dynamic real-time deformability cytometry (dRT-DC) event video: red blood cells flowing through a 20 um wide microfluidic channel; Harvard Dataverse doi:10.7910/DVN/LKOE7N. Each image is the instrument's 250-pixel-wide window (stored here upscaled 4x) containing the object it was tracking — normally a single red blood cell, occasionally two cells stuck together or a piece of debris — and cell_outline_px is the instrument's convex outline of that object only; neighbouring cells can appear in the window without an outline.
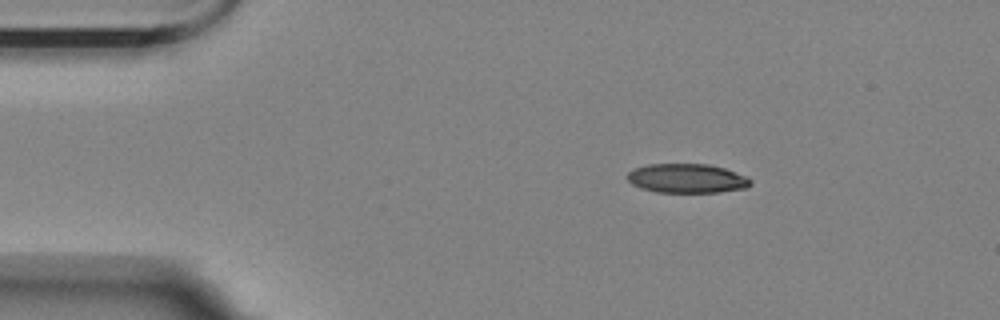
{"species": "Egyptian fruit bat (a non-hibernating species)", "species_latin": "Rousettus aegyptiacus", "temperature_condition": "room temperature", "stored_images_in_passage": 49, "camera_frame_rate_fps": 3000, "um_per_image_px": 0.085, "animal": {"sex": "female"}, "frame": {"image": 1, "passage_image": 1, "time_ms": 0.0, "image_size_px": [1000, 320], "cell_outline_px": [[752, 184], [748, 188], [720, 192], [656, 192], [640, 188], [632, 184], [628, 180], [628, 172], [636, 168], [648, 164], [708, 164], [724, 168], [748, 176], [752, 180]], "centroid_in_image_um": [58.44, 15.17], "position_along_channel_um": 26.6, "area_um2": 21.1}}
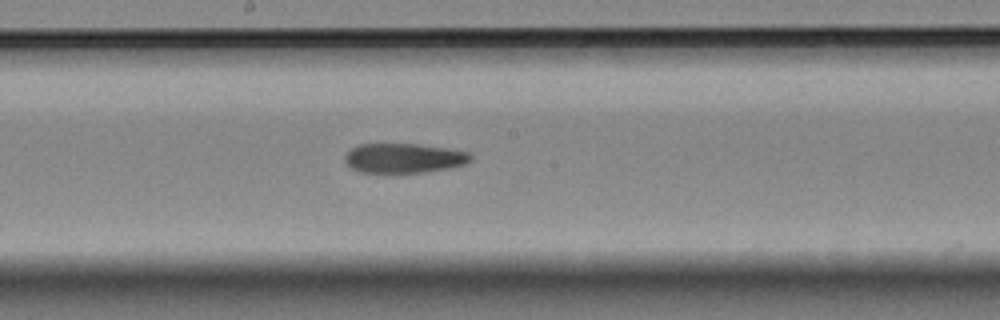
{"frame": {"image": 2, "passage_image": 22, "time_ms": 7.0, "image_size_px": [1000, 320], "cell_outline_px": [[472, 160], [464, 164], [448, 168], [424, 172], [388, 176], [384, 176], [360, 172], [352, 168], [344, 160], [344, 156], [352, 148], [360, 144], [416, 144], [444, 148], [468, 152], [472, 156]], "centroid_in_image_um": [34.26, 13.49], "position_along_channel_um": 213.9, "area_um2": 22.37}}
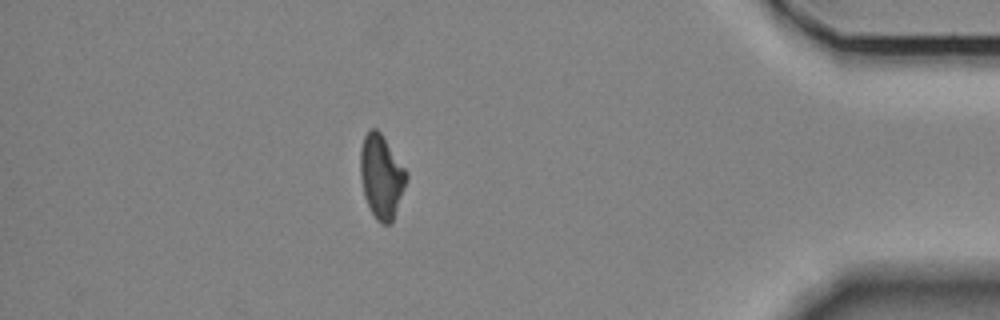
{"frame": {"image": 3, "passage_image": 42, "time_ms": 13.667, "image_size_px": [1000, 320], "cell_outline_px": [[408, 180], [392, 224], [380, 224], [376, 220], [364, 196], [360, 176], [360, 148], [364, 136], [372, 128], [376, 128], [380, 132], [404, 168], [408, 176]], "centroid_in_image_um": [32.42, 15.04], "position_along_channel_um": 402.8, "area_um2": 22.43}, "authors_computed_cell_mechanics": {"area_um2": 22.4264, "velocity_mm_per_s": 3.4656, "shape_relaxation_time_tau1_ms": null, "shape_relaxation_time_tau2_ms": 7.3982, "deformation_change_tau1": null, "deformation_change_tau2": 0.1576}}